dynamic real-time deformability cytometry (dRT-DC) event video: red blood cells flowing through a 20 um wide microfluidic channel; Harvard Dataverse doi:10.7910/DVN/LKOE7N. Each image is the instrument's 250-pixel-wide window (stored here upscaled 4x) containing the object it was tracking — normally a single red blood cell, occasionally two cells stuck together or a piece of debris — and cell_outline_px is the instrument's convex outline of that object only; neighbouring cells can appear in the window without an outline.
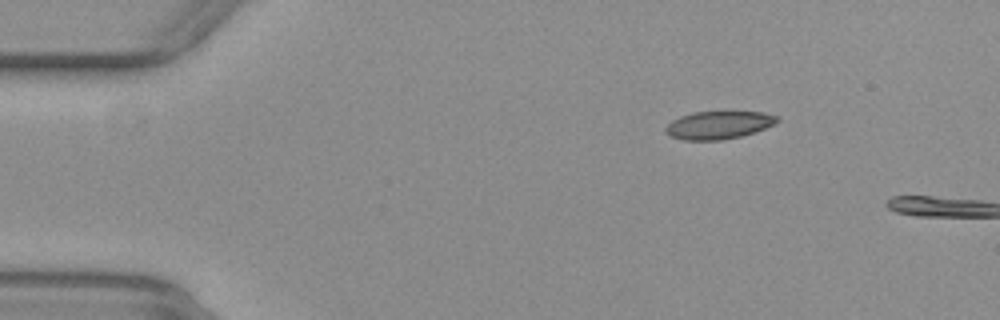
{"species": "common noctule bat (a hibernating species)", "species_latin": "Nyctalus noctula", "temperature_condition": "warm", "stored_images_in_passage": 3, "camera_frame_rate_fps": 3000, "um_per_image_px": 0.085, "animal": {"sex": "female", "body_mass_g": 29.2, "forearm_length_mm": 56.3}, "frame": {"image": 1, "passage_image": 1, "time_ms": 0.0, "image_size_px": [1000, 320], "cell_outline_px": [[780, 120], [776, 124], [740, 136], [720, 140], [684, 140], [672, 136], [664, 128], [672, 120], [680, 116], [696, 112], [764, 112], [780, 116]], "centroid_in_image_um": [61.12, 10.62], "position_along_channel_um": 23.9, "area_um2": 17.92}}